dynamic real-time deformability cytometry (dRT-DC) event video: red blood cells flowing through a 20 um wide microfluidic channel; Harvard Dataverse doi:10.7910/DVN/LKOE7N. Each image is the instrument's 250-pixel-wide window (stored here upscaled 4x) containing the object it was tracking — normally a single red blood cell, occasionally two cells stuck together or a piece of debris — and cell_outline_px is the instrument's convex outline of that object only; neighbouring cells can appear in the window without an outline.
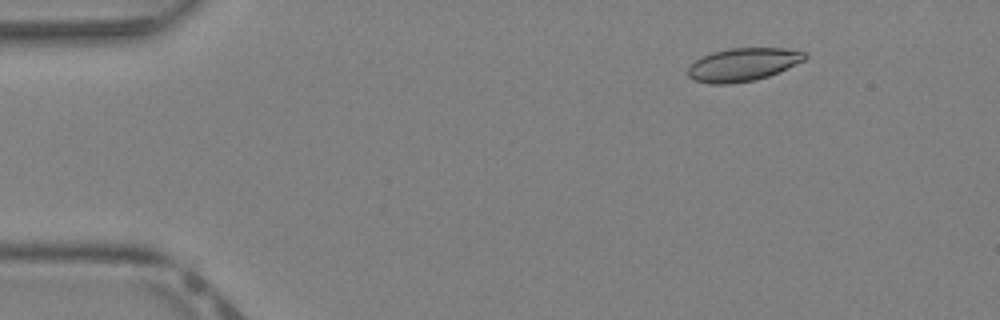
{"species": "Egyptian fruit bat (a non-hibernating species)", "species_latin": "Rousettus aegyptiacus", "temperature_condition": "warm", "stored_images_in_passage": 41, "camera_frame_rate_fps": 3000, "um_per_image_px": 0.085, "animal": {"sex": "female"}, "frame": {"image": 1, "passage_image": 6, "time_ms": 1.667, "image_size_px": [1000, 320], "cell_outline_px": [[808, 56], [804, 60], [780, 72], [768, 76], [752, 80], [728, 84], [708, 84], [692, 80], [688, 76], [688, 68], [700, 56], [712, 52], [728, 48], [788, 48], [804, 52]], "centroid_in_image_um": [63.13, 5.48], "position_along_channel_um": 21.9, "area_um2": 22.66}}
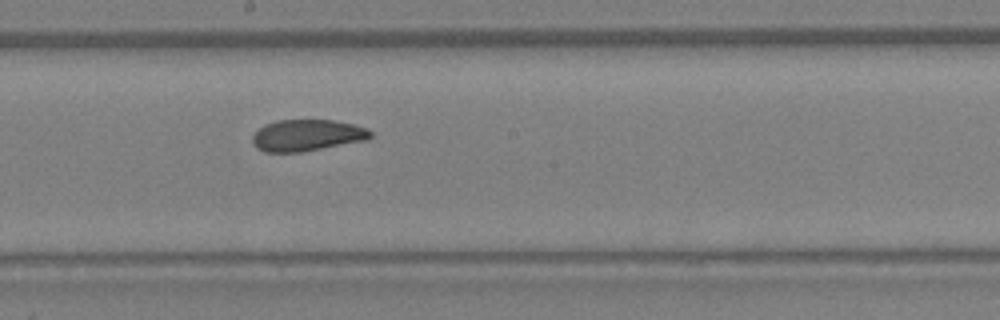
{"frame": {"image": 2, "passage_image": 23, "time_ms": 7.333, "image_size_px": [1000, 320], "cell_outline_px": [[372, 136], [368, 140], [300, 152], [264, 152], [256, 148], [252, 144], [252, 136], [264, 124], [276, 120], [332, 120], [352, 124], [368, 128], [372, 132]], "centroid_in_image_um": [26.09, 11.5], "position_along_channel_um": 222.1, "area_um2": 21.79}}
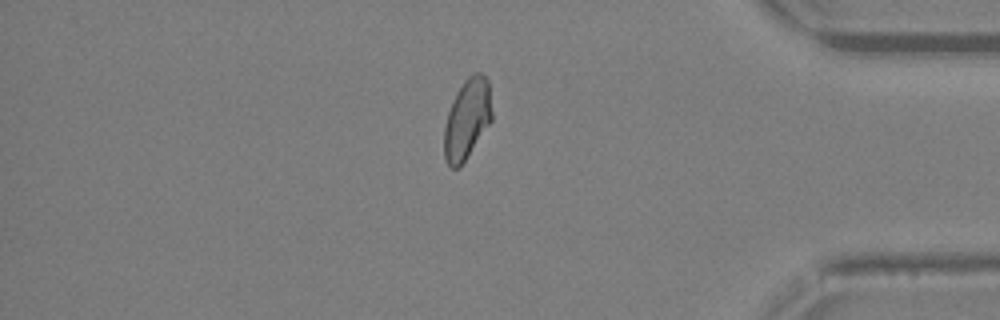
{"frame": {"image": 3, "passage_image": 35, "time_ms": 11.333, "image_size_px": [1000, 320], "cell_outline_px": [[492, 120], [460, 168], [452, 168], [448, 164], [444, 156], [444, 128], [448, 112], [456, 92], [464, 80], [468, 76], [476, 72], [480, 72], [488, 80], [492, 112]], "centroid_in_image_um": [39.7, 10.12], "position_along_channel_um": 395.5, "area_um2": 22.31}}